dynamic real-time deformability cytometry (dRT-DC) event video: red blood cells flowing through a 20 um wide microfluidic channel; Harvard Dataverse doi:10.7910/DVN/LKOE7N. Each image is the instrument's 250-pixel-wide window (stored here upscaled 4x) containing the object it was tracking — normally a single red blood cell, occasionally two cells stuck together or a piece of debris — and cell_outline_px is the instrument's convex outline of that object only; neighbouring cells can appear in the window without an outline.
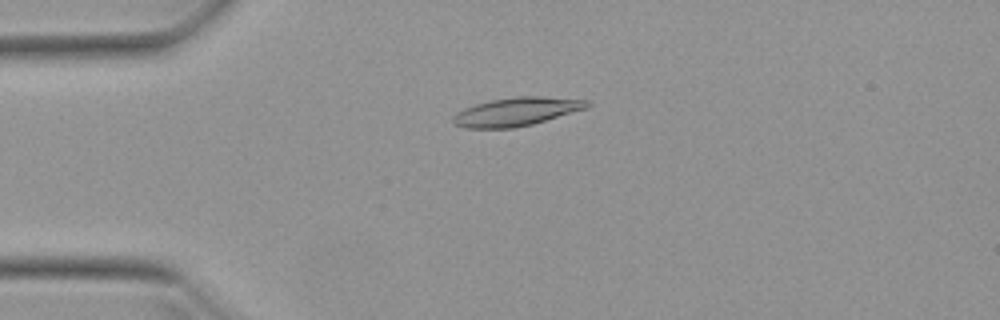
{"species": "Egyptian fruit bat (a non-hibernating species)", "species_latin": "Rousettus aegyptiacus", "temperature_condition": "warm", "stored_images_in_passage": 22, "camera_frame_rate_fps": 3000, "um_per_image_px": 0.085, "animal": {"sex": "female"}, "frame": {"image": 1, "passage_image": 12, "time_ms": 3.667, "image_size_px": [1000, 320], "cell_outline_px": [[592, 104], [588, 108], [532, 124], [512, 128], [464, 128], [452, 124], [452, 116], [456, 112], [464, 108], [476, 104], [492, 100], [516, 96], [544, 96], [592, 100]], "centroid_in_image_um": [43.92, 9.48], "position_along_channel_um": 41.1, "area_um2": 22.48}}
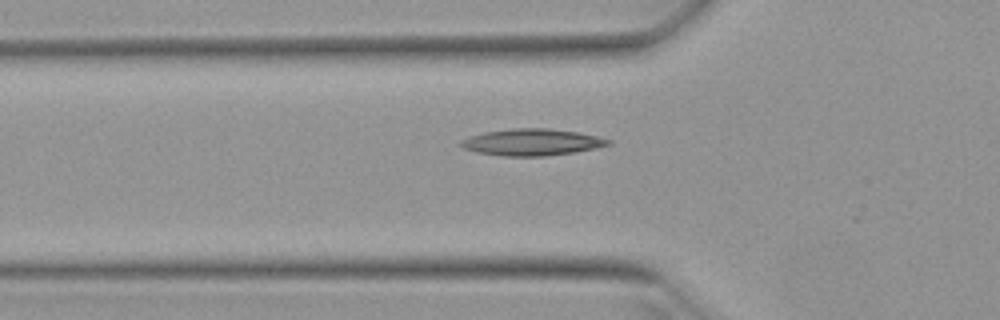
{"frame": {"image": 2, "passage_image": 17, "time_ms": 5.333, "image_size_px": [1000, 320], "cell_outline_px": [[612, 144], [596, 148], [576, 152], [544, 156], [500, 156], [476, 152], [464, 148], [456, 144], [460, 140], [484, 132], [512, 128], [548, 128], [576, 132], [596, 136], [612, 140]], "centroid_in_image_um": [45.19, 12.09], "position_along_channel_um": 80.6, "area_um2": 23.0}}
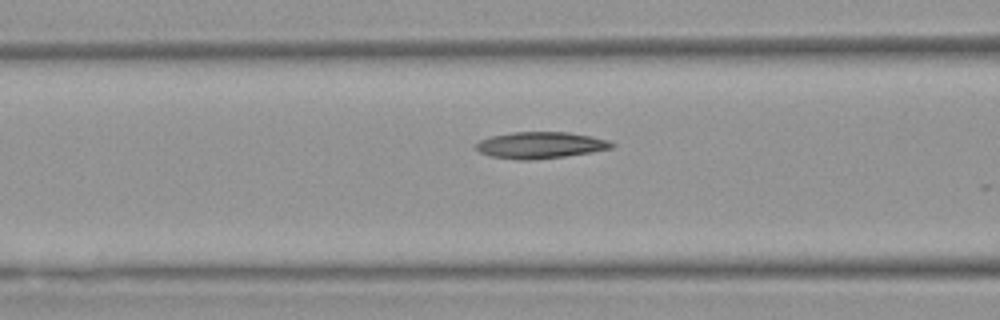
{"frame": {"image": 3, "passage_image": 20, "time_ms": 6.333, "image_size_px": [1000, 320], "cell_outline_px": [[616, 144], [612, 148], [592, 152], [564, 156], [532, 160], [516, 160], [488, 156], [480, 152], [476, 148], [476, 144], [480, 140], [492, 136], [512, 132], [568, 132], [592, 136], [608, 140]], "centroid_in_image_um": [45.94, 12.34], "position_along_channel_um": 120.7, "area_um2": 21.04}}